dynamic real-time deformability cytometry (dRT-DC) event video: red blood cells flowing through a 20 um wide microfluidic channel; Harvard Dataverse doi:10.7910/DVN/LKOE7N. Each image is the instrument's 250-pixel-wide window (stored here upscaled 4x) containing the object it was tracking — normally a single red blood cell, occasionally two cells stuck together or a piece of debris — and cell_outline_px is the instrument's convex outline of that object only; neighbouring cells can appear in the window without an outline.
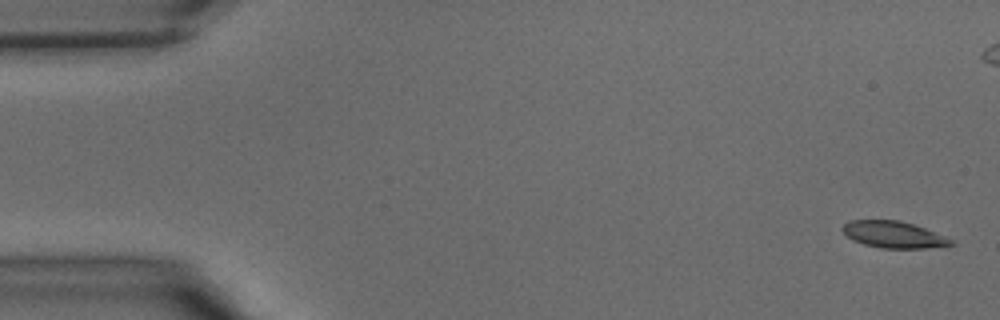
{"species": "common noctule bat (a hibernating species)", "species_latin": "Nyctalus noctula", "temperature_condition": "warm", "stored_images_in_passage": 41, "camera_frame_rate_fps": 3000, "um_per_image_px": 0.085, "animal": {"sex": "male", "body_mass_g": 15.6}, "frame": {"image": 1, "passage_image": 1, "time_ms": 0.0, "image_size_px": [1000, 320], "cell_outline_px": [[956, 244], [924, 248], [880, 248], [864, 244], [852, 240], [840, 228], [848, 220], [896, 220], [912, 224], [924, 228], [944, 236], [952, 240]], "centroid_in_image_um": [75.91, 19.94], "position_along_channel_um": 9.1, "area_um2": 16.65}}
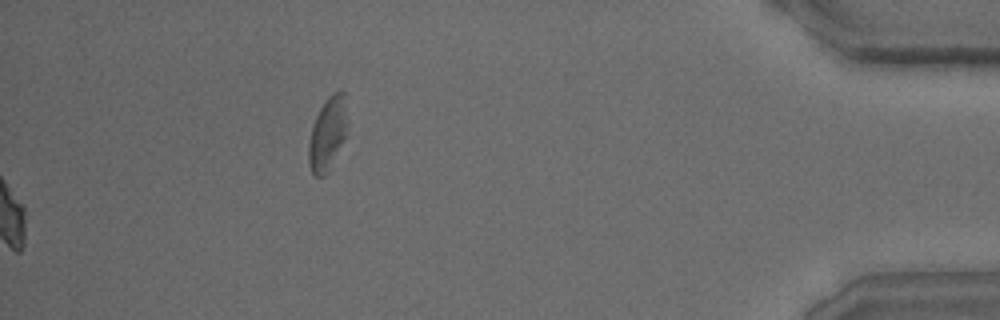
{"frame": {"image": 2, "passage_image": 41, "time_ms": 13.333, "image_size_px": [1000, 320], "cell_outline_px": [[348, 136], [328, 172], [324, 176], [316, 176], [312, 172], [308, 160], [308, 144], [312, 124], [324, 100], [332, 92], [340, 88], [344, 92], [348, 124]], "centroid_in_image_um": [27.88, 11.33], "position_along_channel_um": 407.3, "area_um2": 17.22}}